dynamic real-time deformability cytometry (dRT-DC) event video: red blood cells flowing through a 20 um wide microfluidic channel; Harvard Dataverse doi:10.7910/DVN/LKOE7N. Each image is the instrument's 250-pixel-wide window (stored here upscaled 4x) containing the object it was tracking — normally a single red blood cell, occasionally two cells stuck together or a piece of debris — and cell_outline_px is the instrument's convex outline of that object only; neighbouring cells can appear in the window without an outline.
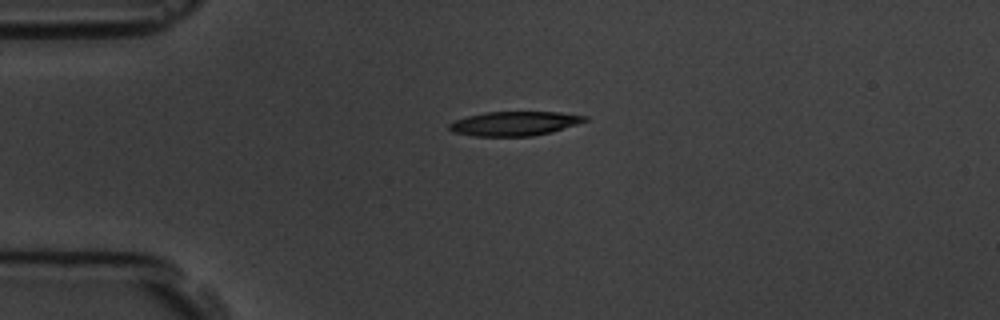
{"species": "common noctule bat (a hibernating species)", "species_latin": "Nyctalus noctula", "temperature_condition": "room temperature", "stored_images_in_passage": 1, "camera_frame_rate_fps": 3000, "um_per_image_px": 0.085, "animal": {"sex": "male", "body_mass_g": 19.5, "forearm_length_mm": 54.6}, "frame": {"image": 1, "passage_image": 1, "time_ms": 0.0, "image_size_px": [1000, 320], "cell_outline_px": [[588, 120], [552, 132], [532, 136], [476, 136], [452, 132], [448, 128], [448, 124], [456, 120], [468, 116], [484, 112], [560, 112], [588, 116]], "centroid_in_image_um": [43.73, 10.5], "position_along_channel_um": 41.3, "area_um2": 19.13}}